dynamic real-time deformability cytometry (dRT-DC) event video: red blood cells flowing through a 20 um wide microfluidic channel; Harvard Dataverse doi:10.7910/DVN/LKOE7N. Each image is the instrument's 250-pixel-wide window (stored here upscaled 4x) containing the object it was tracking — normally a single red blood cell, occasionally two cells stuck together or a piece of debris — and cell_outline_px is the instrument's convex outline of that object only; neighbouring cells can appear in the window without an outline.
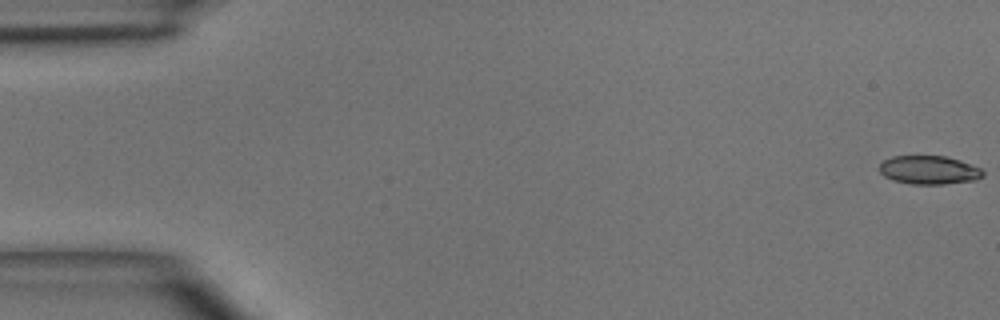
{"species": "common noctule bat (a hibernating species)", "species_latin": "Nyctalus noctula", "temperature_condition": "room temperature", "stored_images_in_passage": 4, "camera_frame_rate_fps": 3000, "um_per_image_px": 0.085, "animal": {"sex": "male", "body_mass_g": 15.6}, "frame": {"image": 1, "passage_image": 1, "time_ms": 0.0, "image_size_px": [1000, 320], "cell_outline_px": [[984, 176], [976, 180], [944, 184], [912, 184], [892, 180], [884, 176], [880, 172], [880, 164], [884, 160], [892, 156], [948, 156], [960, 160], [980, 168], [984, 172]], "centroid_in_image_um": [78.98, 14.45], "position_along_channel_um": 6.0, "area_um2": 17.28}}